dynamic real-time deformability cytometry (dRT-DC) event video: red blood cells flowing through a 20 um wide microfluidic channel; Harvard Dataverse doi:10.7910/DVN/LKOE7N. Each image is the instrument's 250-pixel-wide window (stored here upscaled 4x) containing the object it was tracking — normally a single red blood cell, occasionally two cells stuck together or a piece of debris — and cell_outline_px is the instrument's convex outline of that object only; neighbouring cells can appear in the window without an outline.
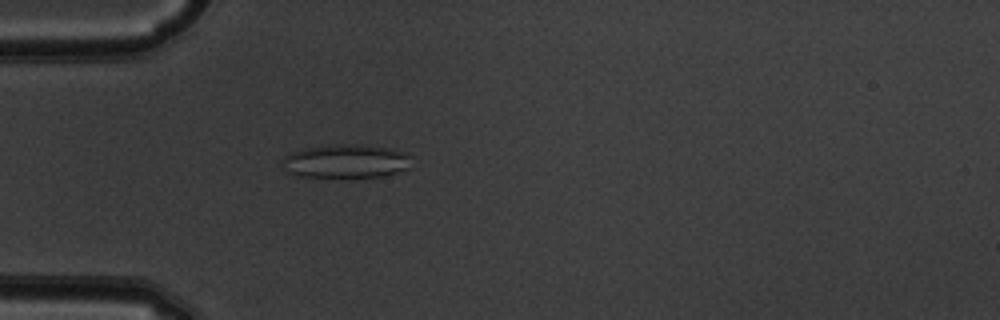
{"species": "common noctule bat (a hibernating species)", "species_latin": "Nyctalus noctula", "temperature_condition": "warm", "stored_images_in_passage": 51, "camera_frame_rate_fps": 3000, "um_per_image_px": 0.085, "animal": {"sex": "male", "body_mass_g": 19.5, "forearm_length_mm": 54.6}, "frame": {"image": 1, "passage_image": 16, "time_ms": 5.0, "image_size_px": [1000, 320], "cell_outline_px": [[412, 156], [408, 168], [384, 176], [296, 176], [284, 172], [284, 156], [292, 152], [304, 148], [332, 144], [364, 144], [392, 148], [408, 152]], "centroid_in_image_um": [29.43, 13.67], "position_along_channel_um": 55.6, "area_um2": 25.43}}
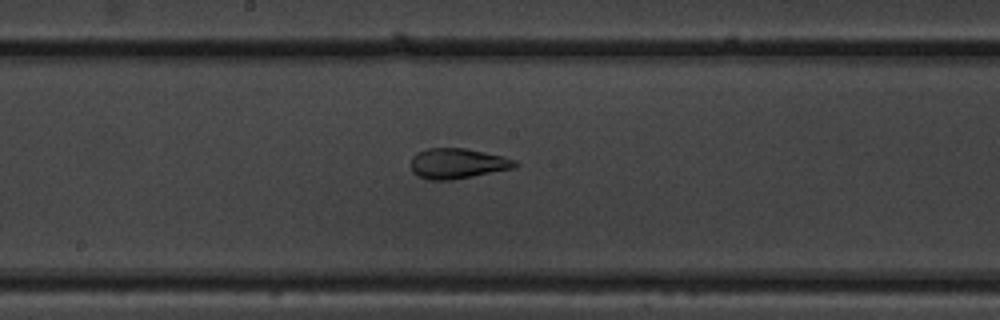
{"frame": {"image": 2, "passage_image": 28, "time_ms": 9.0, "image_size_px": [1000, 320], "cell_outline_px": [[520, 164], [516, 168], [452, 180], [428, 180], [412, 172], [412, 156], [416, 152], [428, 148], [464, 148], [504, 156], [516, 160]], "centroid_in_image_um": [38.93, 13.9], "position_along_channel_um": 209.3, "area_um2": 18.55}}
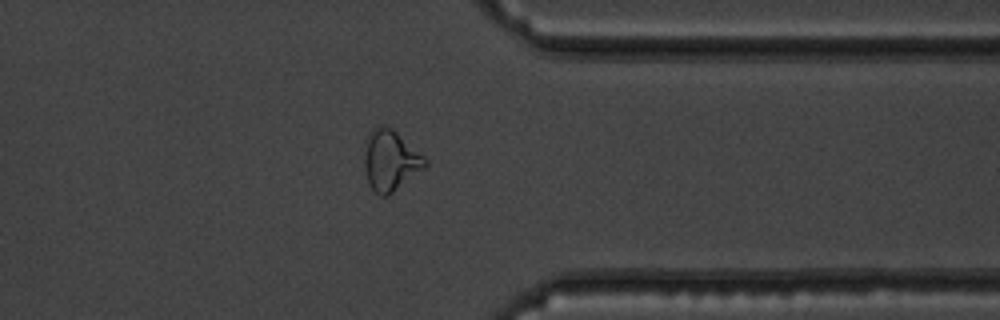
{"frame": {"image": 3, "passage_image": 41, "time_ms": 13.333, "image_size_px": [1000, 320], "cell_outline_px": [[428, 164], [424, 168], [388, 196], [380, 196], [368, 184], [364, 168], [364, 152], [372, 128], [380, 124], [392, 128], [424, 156], [428, 160]], "centroid_in_image_um": [33.18, 13.65], "position_along_channel_um": 378.2, "area_um2": 21.33}, "authors_computed_cell_mechanics": {"area_um2": 22.831, "velocity_mm_per_s": 4.0208, "shape_relaxation_time_tau1_ms": null, "shape_relaxation_time_tau2_ms": 1.6424, "deformation_change_tau1": null, "deformation_change_tau2": 0.094}}